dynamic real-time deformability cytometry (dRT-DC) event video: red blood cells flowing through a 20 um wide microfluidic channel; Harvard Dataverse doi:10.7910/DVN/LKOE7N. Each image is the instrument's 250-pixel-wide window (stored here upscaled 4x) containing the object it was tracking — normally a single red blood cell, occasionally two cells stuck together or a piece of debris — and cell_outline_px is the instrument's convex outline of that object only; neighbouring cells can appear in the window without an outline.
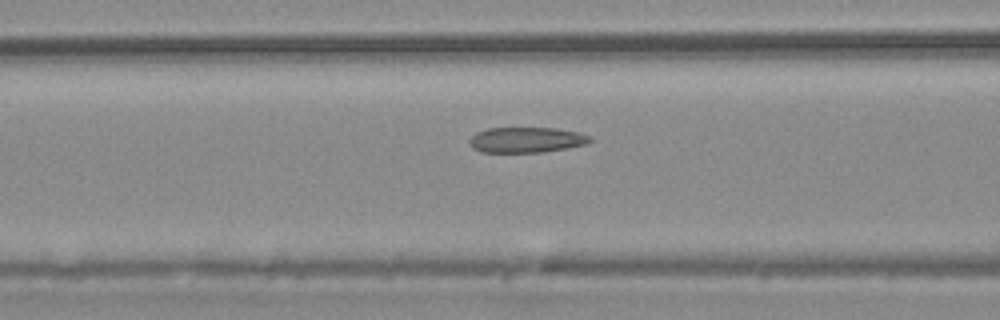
{"species": "common noctule bat (a hibernating species)", "species_latin": "Nyctalus noctula", "temperature_condition": "warm", "stored_images_in_passage": 39, "camera_frame_rate_fps": 3000, "um_per_image_px": 0.085, "animal": {"sex": "male", "body_mass_g": 20.4}, "frame": {"image": 1, "passage_image": 10, "time_ms": 3.0, "image_size_px": [1000, 320], "cell_outline_px": [[592, 140], [588, 144], [540, 152], [480, 152], [472, 148], [468, 140], [476, 132], [488, 128], [556, 128], [580, 132], [588, 136]], "centroid_in_image_um": [44.72, 11.88], "position_along_channel_um": 121.9, "area_um2": 17.86}}
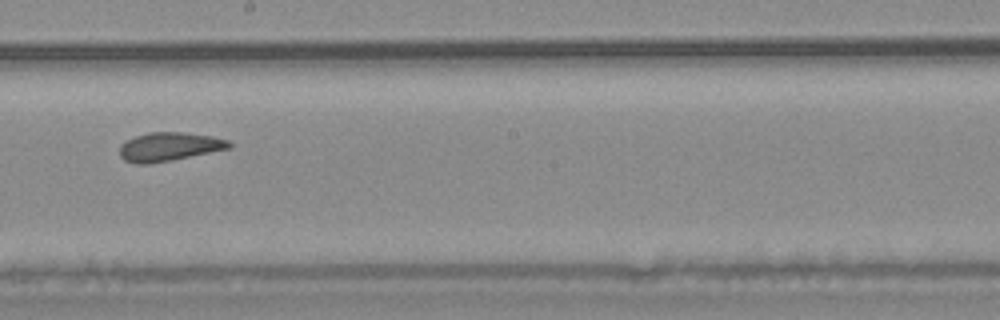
{"frame": {"image": 2, "passage_image": 19, "time_ms": 6.0, "image_size_px": [1000, 320], "cell_outline_px": [[232, 148], [172, 160], [148, 164], [136, 164], [124, 160], [120, 156], [120, 144], [136, 136], [148, 132], [184, 132], [212, 136], [228, 140], [232, 144]], "centroid_in_image_um": [14.39, 12.47], "position_along_channel_um": 233.8, "area_um2": 18.38}}
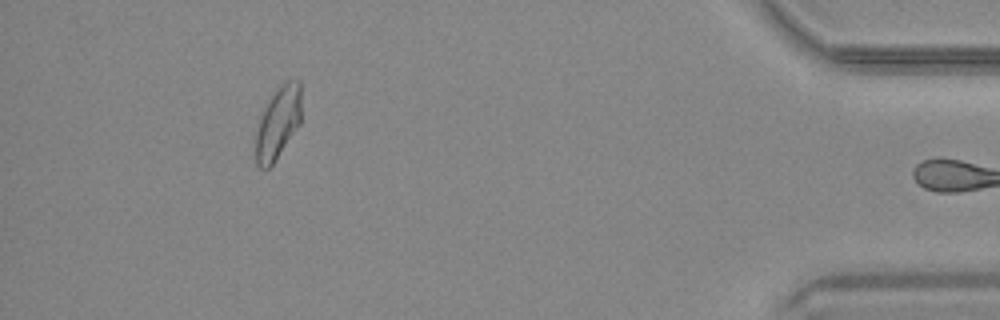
{"frame": {"image": 3, "passage_image": 38, "time_ms": 12.333, "image_size_px": [1000, 320], "cell_outline_px": [[300, 124], [276, 160], [268, 168], [260, 168], [256, 164], [256, 132], [264, 108], [276, 88], [280, 84], [288, 80], [300, 80]], "centroid_in_image_um": [23.63, 10.44], "position_along_channel_um": 411.6, "area_um2": 19.02}, "authors_computed_cell_mechanics": {"area_um2": 18.8428, "velocity_mm_per_s": 3.7325, "shape_relaxation_time_tau1_ms": null, "shape_relaxation_time_tau2_ms": 1.0004, "deformation_change_tau1": null, "deformation_change_tau2": 0.0562}}